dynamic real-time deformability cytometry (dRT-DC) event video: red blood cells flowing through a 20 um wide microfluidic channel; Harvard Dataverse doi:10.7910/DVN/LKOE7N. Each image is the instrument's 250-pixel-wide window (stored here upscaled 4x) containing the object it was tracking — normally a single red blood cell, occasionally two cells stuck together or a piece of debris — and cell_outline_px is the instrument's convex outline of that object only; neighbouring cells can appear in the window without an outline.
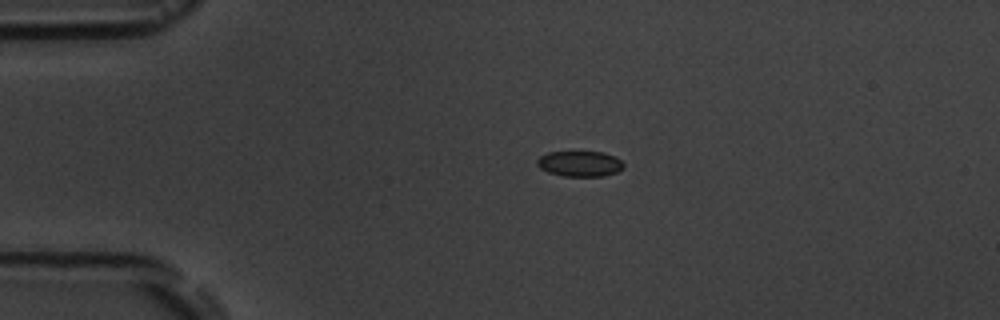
{"species": "common noctule bat (a hibernating species)", "species_latin": "Nyctalus noctula", "temperature_condition": "room temperature", "stored_images_in_passage": 6, "camera_frame_rate_fps": 3000, "um_per_image_px": 0.085, "animal": {"sex": "male", "body_mass_g": 19.5, "forearm_length_mm": 54.6}, "frame": {"image": 1, "passage_image": 3, "time_ms": 2.333, "image_size_px": [1000, 320], "cell_outline_px": [[624, 168], [616, 172], [604, 176], [564, 176], [548, 172], [540, 168], [536, 164], [536, 160], [540, 156], [548, 152], [604, 152], [616, 156], [624, 164]], "centroid_in_image_um": [49.29, 13.91], "position_along_channel_um": 35.7, "area_um2": 12.95}}
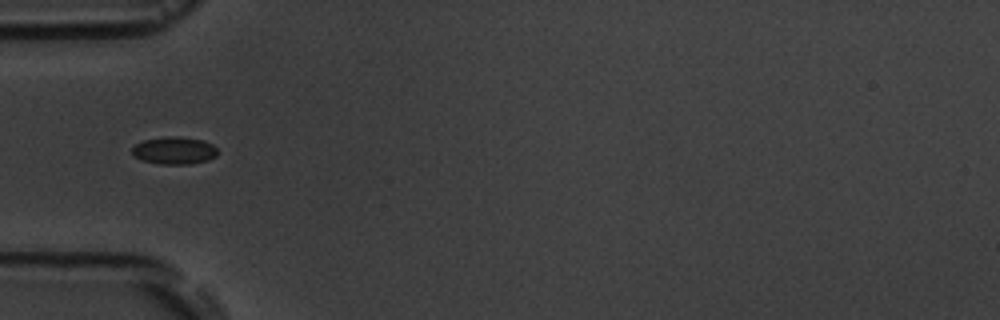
{"frame": {"image": 2, "passage_image": 5, "time_ms": 4.333, "image_size_px": [1000, 320], "cell_outline_px": [[216, 156], [208, 160], [192, 164], [160, 164], [140, 160], [132, 156], [132, 148], [136, 144], [144, 140], [164, 136], [176, 136], [204, 140], [212, 144], [216, 148]], "centroid_in_image_um": [14.79, 12.8], "position_along_channel_um": 70.2, "area_um2": 13.81}}
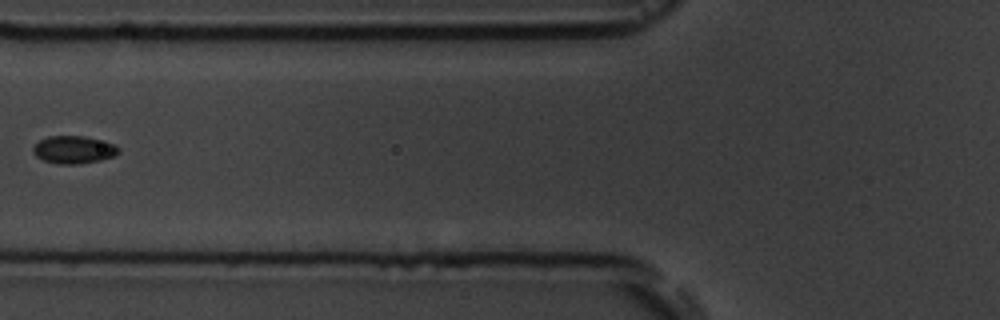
{"frame": {"image": 3, "passage_image": 6, "time_ms": 5.667, "image_size_px": [1000, 320], "cell_outline_px": [[120, 152], [112, 156], [100, 160], [76, 164], [56, 164], [44, 160], [36, 156], [32, 152], [32, 148], [40, 140], [48, 136], [84, 136], [116, 144], [120, 148]], "centroid_in_image_um": [6.26, 12.72], "position_along_channel_um": 119.5, "area_um2": 13.76}}